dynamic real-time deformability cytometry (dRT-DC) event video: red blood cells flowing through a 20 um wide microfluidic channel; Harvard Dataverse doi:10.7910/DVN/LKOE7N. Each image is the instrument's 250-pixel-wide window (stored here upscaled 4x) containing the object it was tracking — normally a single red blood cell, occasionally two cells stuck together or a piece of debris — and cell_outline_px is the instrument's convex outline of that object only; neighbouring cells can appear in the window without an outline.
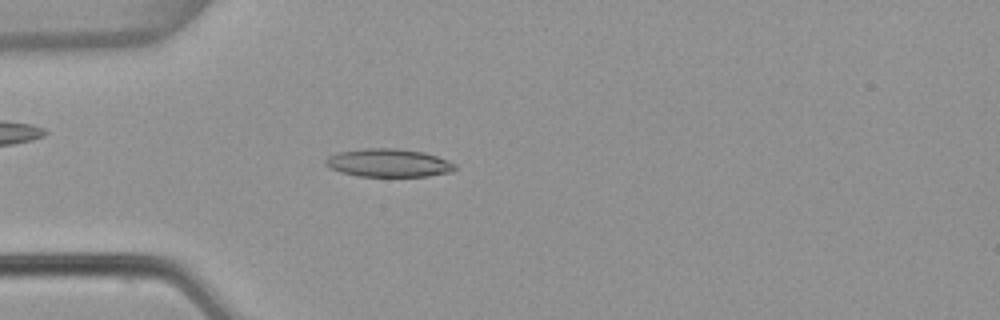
{"species": "common noctule bat (a hibernating species)", "species_latin": "Nyctalus noctula", "temperature_condition": "warm", "stored_images_in_passage": 53, "camera_frame_rate_fps": 3000, "um_per_image_px": 0.085, "animal": {"sex": "female", "body_mass_g": 22.7, "forearm_length_mm": 54.2}, "frame": {"image": 1, "passage_image": 15, "time_ms": 4.667, "image_size_px": [1000, 320], "cell_outline_px": [[456, 168], [452, 172], [428, 176], [356, 176], [340, 172], [324, 164], [324, 160], [328, 156], [340, 152], [364, 148], [400, 148], [424, 152], [448, 160], [456, 164]], "centroid_in_image_um": [33.04, 13.84], "position_along_channel_um": 52.0, "area_um2": 21.33}}
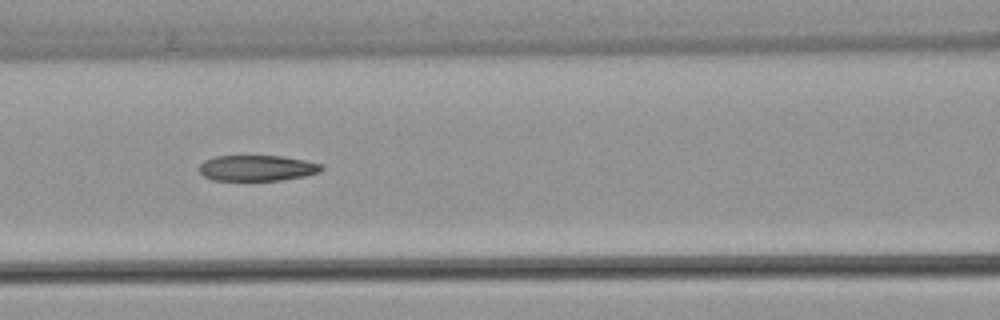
{"frame": {"image": 2, "passage_image": 23, "time_ms": 7.333, "image_size_px": [1000, 320], "cell_outline_px": [[324, 168], [320, 172], [304, 176], [280, 180], [212, 180], [204, 176], [196, 168], [204, 160], [216, 156], [284, 156], [304, 160], [320, 164]], "centroid_in_image_um": [21.82, 14.28], "position_along_channel_um": 144.8, "area_um2": 18.38}}
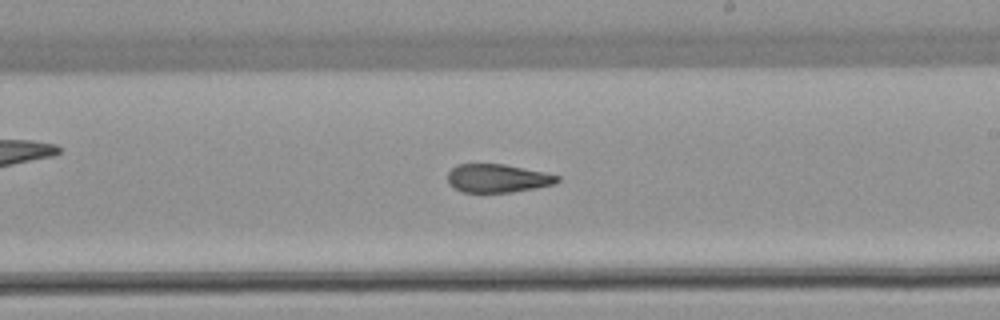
{"frame": {"image": 3, "passage_image": 31, "time_ms": 10.0, "image_size_px": [1000, 320], "cell_outline_px": [[560, 180], [556, 184], [512, 192], [460, 192], [448, 184], [448, 172], [456, 164], [504, 164], [544, 172], [560, 176]], "centroid_in_image_um": [42.28, 15.15], "position_along_channel_um": 246.7, "area_um2": 18.21}, "authors_computed_cell_mechanics": {"area_um2": 19.7098, "velocity_mm_per_s": 3.8389, "shape_relaxation_time_tau1_ms": null, "shape_relaxation_time_tau2_ms": 2.8899, "deformation_change_tau1": null, "deformation_change_tau2": 0.1203}}